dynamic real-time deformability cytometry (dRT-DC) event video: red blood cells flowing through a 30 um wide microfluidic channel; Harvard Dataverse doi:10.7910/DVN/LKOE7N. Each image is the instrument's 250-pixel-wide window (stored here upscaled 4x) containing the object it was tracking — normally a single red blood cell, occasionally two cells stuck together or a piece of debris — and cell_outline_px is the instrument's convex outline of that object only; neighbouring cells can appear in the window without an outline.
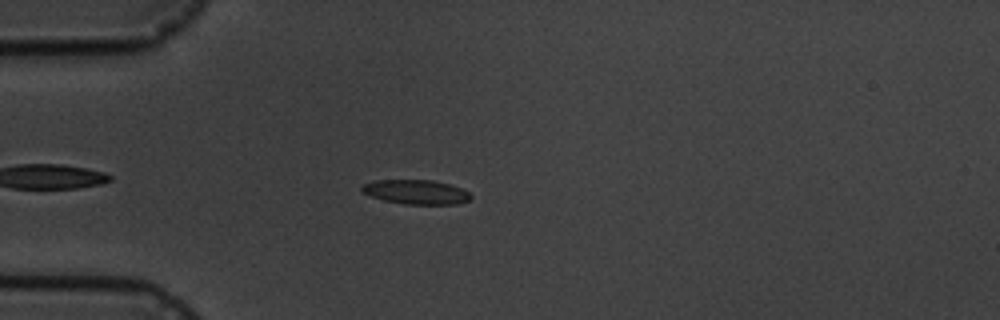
{"species": "common noctule bat (a hibernating species)", "species_latin": "Nyctalus noctula", "temperature_condition": "cold", "stored_images_in_passage": 6, "camera_frame_rate_fps": 3000, "um_per_image_px": 0.085, "animal": {"sex": "male", "body_mass_g": 19.5, "forearm_length_mm": 54.6}, "frame": {"image": 1, "passage_image": 5, "time_ms": 4.667, "image_size_px": [1000, 320], "cell_outline_px": [[472, 196], [468, 200], [456, 204], [404, 204], [384, 200], [360, 192], [360, 188], [364, 184], [372, 180], [432, 180], [448, 184], [460, 188], [468, 192]], "centroid_in_image_um": [35.32, 16.31], "position_along_channel_um": 49.7, "area_um2": 15.37}}